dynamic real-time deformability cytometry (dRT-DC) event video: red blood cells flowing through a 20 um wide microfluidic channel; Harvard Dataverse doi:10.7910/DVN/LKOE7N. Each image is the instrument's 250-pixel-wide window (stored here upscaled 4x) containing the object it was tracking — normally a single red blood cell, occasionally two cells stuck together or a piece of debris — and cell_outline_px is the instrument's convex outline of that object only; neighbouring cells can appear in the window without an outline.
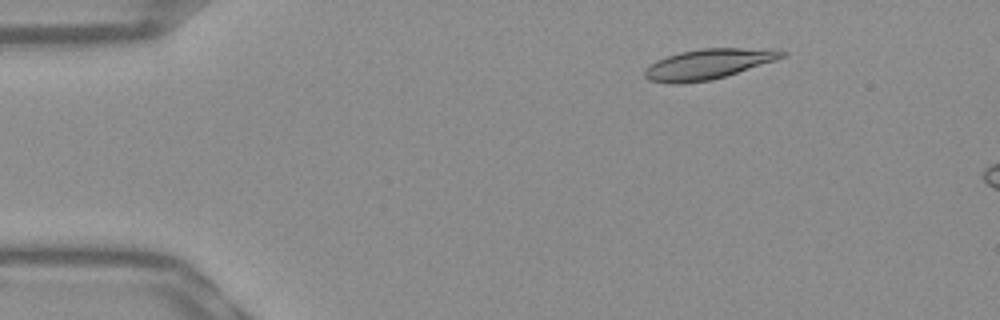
{"species": "Egyptian fruit bat (a non-hibernating species)", "species_latin": "Rousettus aegyptiacus", "temperature_condition": "warm", "stored_images_in_passage": 13, "camera_frame_rate_fps": 3000, "um_per_image_px": 0.085, "frame": {"image": 1, "passage_image": 8, "time_ms": 2.333, "image_size_px": [1000, 320], "cell_outline_px": [[788, 52], [784, 56], [776, 60], [712, 80], [680, 84], [672, 84], [648, 80], [644, 76], [644, 68], [656, 60], [680, 52], [700, 48], [780, 48]], "centroid_in_image_um": [60.21, 5.44], "position_along_channel_um": 24.8, "area_um2": 24.45}}